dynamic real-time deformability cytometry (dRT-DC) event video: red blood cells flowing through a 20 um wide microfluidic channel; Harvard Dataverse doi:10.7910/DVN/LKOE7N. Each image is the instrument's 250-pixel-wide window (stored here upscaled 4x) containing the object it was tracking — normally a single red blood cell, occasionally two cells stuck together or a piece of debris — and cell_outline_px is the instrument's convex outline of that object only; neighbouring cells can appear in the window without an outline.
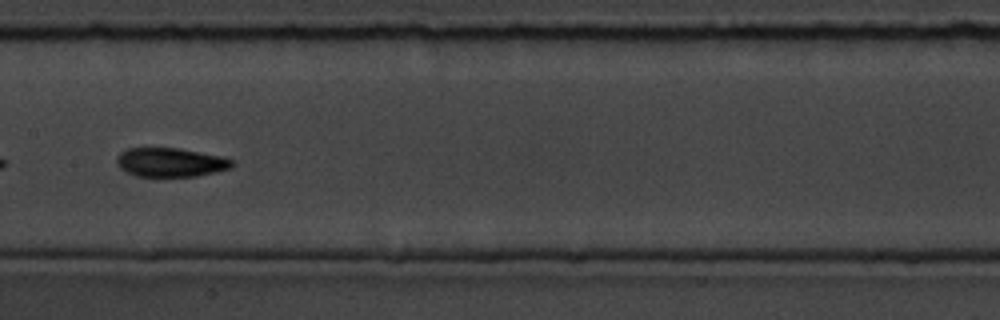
{"species": "common noctule bat (a hibernating species)", "species_latin": "Nyctalus noctula", "temperature_condition": "room temperature", "stored_images_in_passage": 34, "camera_frame_rate_fps": 3000, "um_per_image_px": 0.085, "animal": {"sex": "male", "body_mass_g": 19.5, "forearm_length_mm": 54.6}, "frame": {"image": 1, "passage_image": 15, "time_ms": 4.667, "image_size_px": [1000, 320], "cell_outline_px": [[236, 164], [232, 168], [216, 172], [196, 176], [136, 176], [120, 168], [116, 164], [116, 156], [120, 152], [128, 148], [180, 148], [224, 156], [232, 160]], "centroid_in_image_um": [14.53, 13.79], "position_along_channel_um": 192.9, "area_um2": 19.71}}
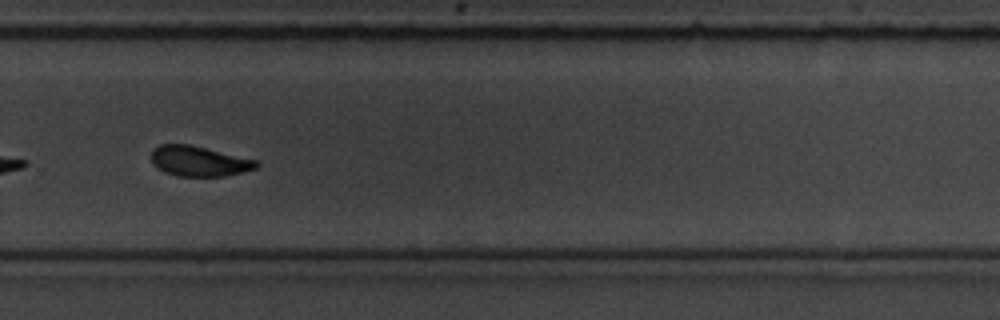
{"frame": {"image": 2, "passage_image": 25, "time_ms": 8.0, "image_size_px": [1000, 320], "cell_outline_px": [[260, 164], [256, 168], [244, 172], [224, 176], [176, 176], [164, 172], [152, 164], [152, 148], [160, 144], [188, 144], [260, 160]], "centroid_in_image_um": [16.94, 13.7], "position_along_channel_um": 312.9, "area_um2": 18.73}, "authors_computed_cell_mechanics": {"area_um2": 19.074, "velocity_mm_per_s": 3.6052, "shape_relaxation_time_tau1_ms": 2.3193, "shape_relaxation_time_tau2_ms": 2.0862, "deformation_change_tau1": 0.1141, "deformation_change_tau2": 0.0745}}